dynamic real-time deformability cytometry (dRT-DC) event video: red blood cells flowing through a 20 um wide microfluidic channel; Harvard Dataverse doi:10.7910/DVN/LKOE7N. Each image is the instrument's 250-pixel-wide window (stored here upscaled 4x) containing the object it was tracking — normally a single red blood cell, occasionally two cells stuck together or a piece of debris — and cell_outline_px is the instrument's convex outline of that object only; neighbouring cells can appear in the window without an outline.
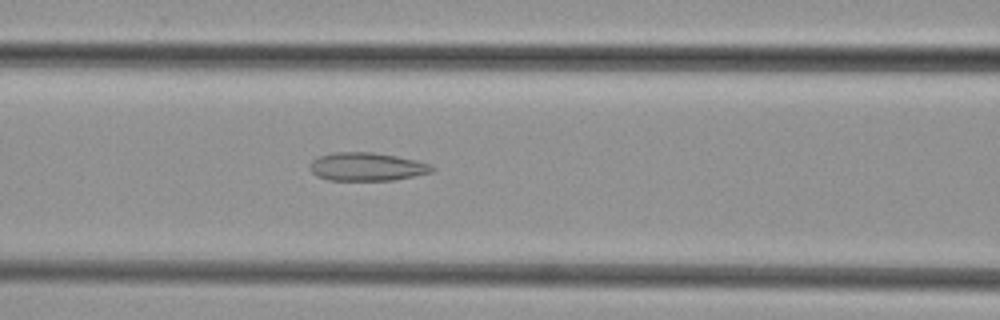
{"species": "common noctule bat (a hibernating species)", "species_latin": "Nyctalus noctula", "temperature_condition": "cold", "stored_images_in_passage": 48, "camera_frame_rate_fps": 3000, "um_per_image_px": 0.085, "animal": {"sex": "female", "body_mass_g": 29.2, "forearm_length_mm": 56.3}, "frame": {"image": 1, "passage_image": 20, "time_ms": 6.333, "image_size_px": [1000, 320], "cell_outline_px": [[436, 168], [432, 172], [396, 180], [328, 180], [316, 176], [312, 172], [312, 160], [320, 156], [332, 152], [372, 152], [396, 156], [432, 164]], "centroid_in_image_um": [31.22, 14.17], "position_along_channel_um": 135.4, "area_um2": 20.06}}
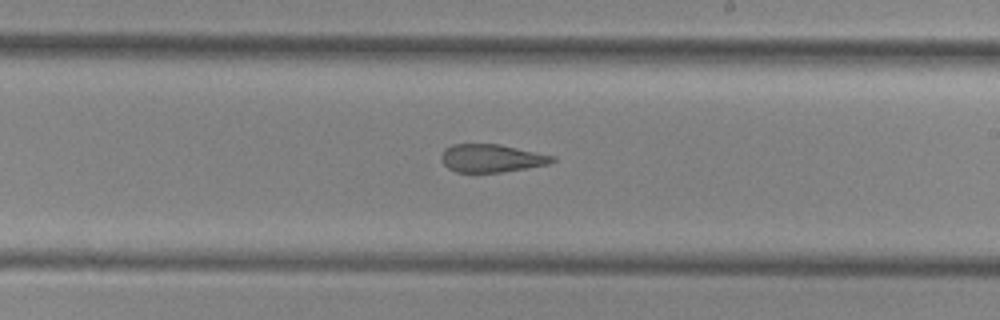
{"frame": {"image": 2, "passage_image": 28, "time_ms": 9.0, "image_size_px": [1000, 320], "cell_outline_px": [[556, 160], [548, 164], [500, 172], [456, 172], [448, 168], [440, 160], [440, 156], [444, 148], [452, 144], [500, 144], [556, 156]], "centroid_in_image_um": [41.75, 13.44], "position_along_channel_um": 247.3, "area_um2": 18.15}}
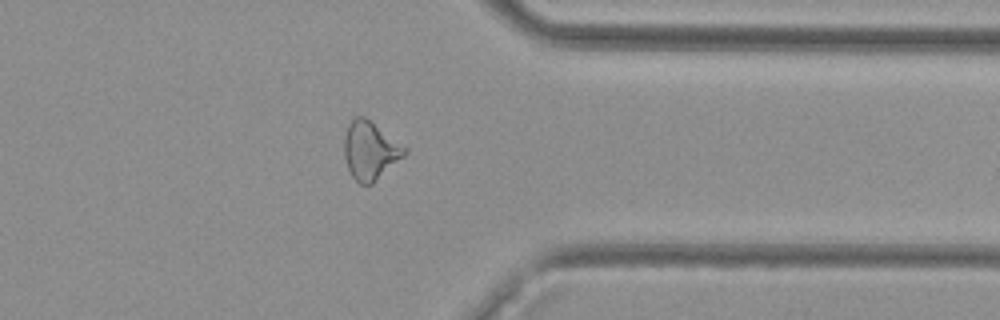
{"frame": {"image": 3, "passage_image": 38, "time_ms": 12.333, "image_size_px": [1000, 320], "cell_outline_px": [[408, 152], [404, 156], [372, 184], [360, 184], [352, 176], [348, 168], [344, 156], [344, 136], [348, 124], [352, 116], [364, 116], [408, 148]], "centroid_in_image_um": [31.46, 12.77], "position_along_channel_um": 379.9, "area_um2": 20.52}}